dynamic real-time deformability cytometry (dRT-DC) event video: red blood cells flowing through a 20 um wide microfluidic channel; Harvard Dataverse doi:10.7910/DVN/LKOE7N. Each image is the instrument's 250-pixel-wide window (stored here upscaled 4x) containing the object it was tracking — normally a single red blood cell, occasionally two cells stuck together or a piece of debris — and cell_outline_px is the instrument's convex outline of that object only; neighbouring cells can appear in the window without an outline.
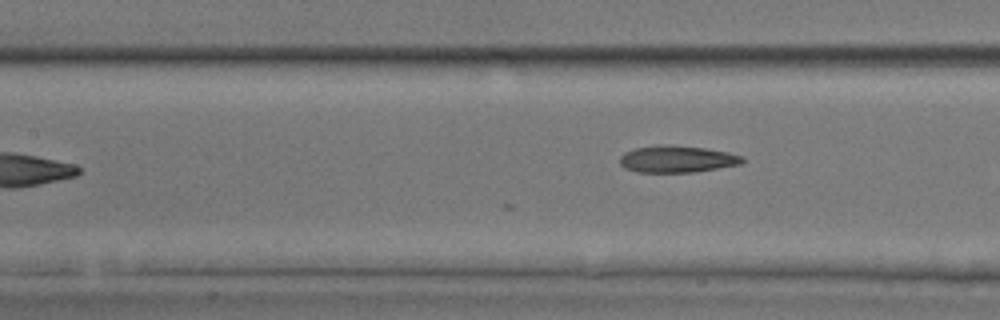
{"species": "common noctule bat (a hibernating species)", "species_latin": "Nyctalus noctula", "temperature_condition": "room temperature", "stored_images_in_passage": 6, "camera_frame_rate_fps": 3000, "um_per_image_px": 0.085, "animal": {"sex": "male", "body_mass_g": 17.9, "forearm_length_mm": 54.2}, "frame": {"image": 1, "passage_image": 6, "time_ms": 6.667, "image_size_px": [1000, 320], "cell_outline_px": [[744, 160], [740, 164], [692, 172], [636, 172], [624, 168], [620, 164], [620, 156], [624, 152], [636, 148], [660, 144], [672, 144], [704, 148], [728, 152], [744, 156]], "centroid_in_image_um": [57.52, 13.51], "position_along_channel_um": 149.9, "area_um2": 19.25}}